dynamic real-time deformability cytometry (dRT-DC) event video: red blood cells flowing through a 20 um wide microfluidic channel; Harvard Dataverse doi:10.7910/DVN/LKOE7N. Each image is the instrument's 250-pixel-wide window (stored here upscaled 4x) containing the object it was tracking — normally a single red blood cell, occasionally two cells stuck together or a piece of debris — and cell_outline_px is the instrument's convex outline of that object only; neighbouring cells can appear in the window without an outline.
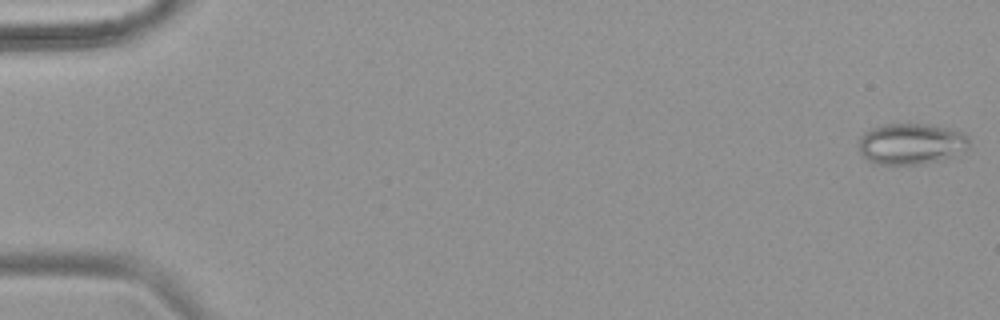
{"species": "common noctule bat (a hibernating species)", "species_latin": "Nyctalus noctula", "temperature_condition": "warm", "stored_images_in_passage": 54, "camera_frame_rate_fps": 3000, "um_per_image_px": 0.085, "animal": {"sex": "female", "body_mass_g": 18.4}, "frame": {"image": 1, "passage_image": 1, "time_ms": 0.0, "image_size_px": [1000, 320], "cell_outline_px": [[968, 144], [952, 156], [936, 160], [916, 164], [872, 164], [860, 152], [860, 140], [864, 132], [872, 128], [884, 124], [924, 124], [948, 128], [960, 132], [968, 136]], "centroid_in_image_um": [77.38, 12.21], "position_along_channel_um": 7.6, "area_um2": 25.78}}
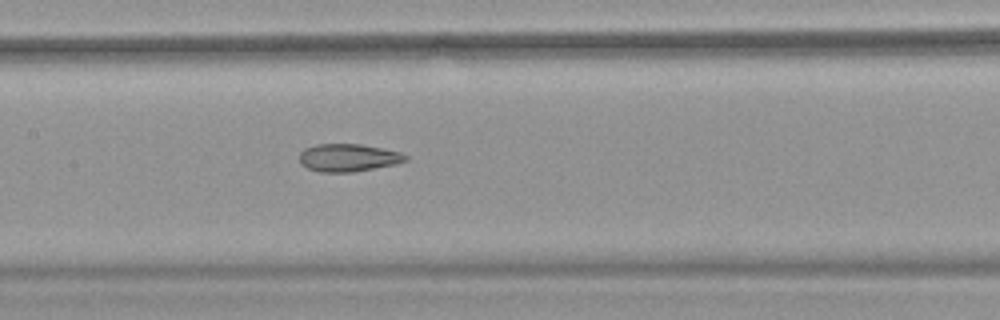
{"frame": {"image": 2, "passage_image": 27, "time_ms": 8.667, "image_size_px": [1000, 320], "cell_outline_px": [[408, 160], [396, 164], [352, 172], [320, 172], [308, 168], [300, 164], [300, 152], [304, 148], [316, 144], [360, 144], [384, 148], [400, 152], [408, 156]], "centroid_in_image_um": [29.6, 13.4], "position_along_channel_um": 177.8, "area_um2": 17.22}}
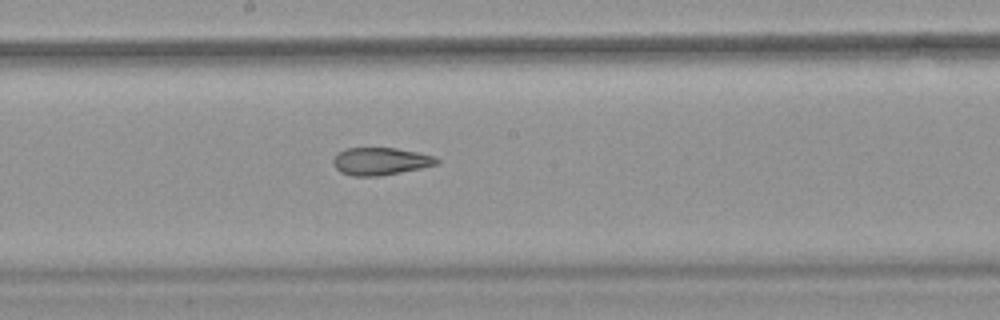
{"frame": {"image": 3, "passage_image": 30, "time_ms": 9.667, "image_size_px": [1000, 320], "cell_outline_px": [[440, 160], [436, 164], [420, 168], [380, 176], [356, 176], [340, 172], [336, 168], [332, 160], [336, 152], [344, 148], [396, 148], [436, 156]], "centroid_in_image_um": [32.31, 13.7], "position_along_channel_um": 215.9, "area_um2": 16.59}, "authors_computed_cell_mechanics": {"area_um2": 19.9121, "velocity_mm_per_s": 3.8195, "shape_relaxation_time_tau1_ms": null, "shape_relaxation_time_tau2_ms": 2.0757, "deformation_change_tau1": null, "deformation_change_tau2": 0.0928}}